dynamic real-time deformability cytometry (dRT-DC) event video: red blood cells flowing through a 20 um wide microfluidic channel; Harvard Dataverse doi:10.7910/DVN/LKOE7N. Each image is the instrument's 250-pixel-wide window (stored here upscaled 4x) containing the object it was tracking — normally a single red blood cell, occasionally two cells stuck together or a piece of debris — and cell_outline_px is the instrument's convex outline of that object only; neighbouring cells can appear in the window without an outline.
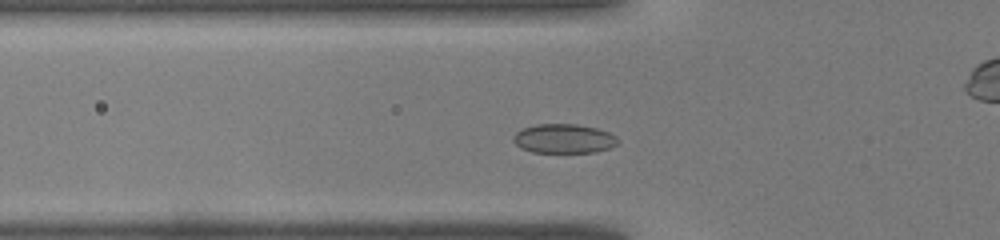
{"species": "common noctule bat (a hibernating species)", "species_latin": "Nyctalus noctula", "temperature_condition": "warm", "stored_images_in_passage": 38, "camera_frame_rate_fps": 3000, "um_per_image_px": 0.085, "animal": {"sex": "male", "body_mass_g": 19.0, "forearm_length_mm": 50.8}, "frame": {"image": 1, "passage_image": 10, "time_ms": 3.0, "image_size_px": [1000, 240], "cell_outline_px": [[620, 144], [612, 148], [596, 152], [532, 152], [520, 148], [512, 140], [512, 136], [516, 132], [524, 128], [536, 124], [576, 124], [596, 128], [608, 132], [616, 136], [620, 140]], "centroid_in_image_um": [47.96, 11.79], "position_along_channel_um": 77.8, "area_um2": 18.03}}
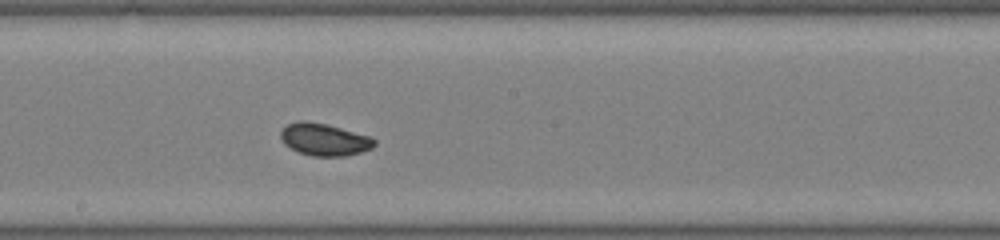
{"frame": {"image": 2, "passage_image": 19, "time_ms": 6.0, "image_size_px": [1000, 240], "cell_outline_px": [[376, 144], [372, 148], [360, 152], [344, 156], [312, 156], [296, 152], [284, 144], [280, 136], [280, 132], [288, 124], [300, 120], [304, 120], [328, 124], [372, 136], [376, 140]], "centroid_in_image_um": [27.58, 11.85], "position_along_channel_um": 220.6, "area_um2": 17.86}}
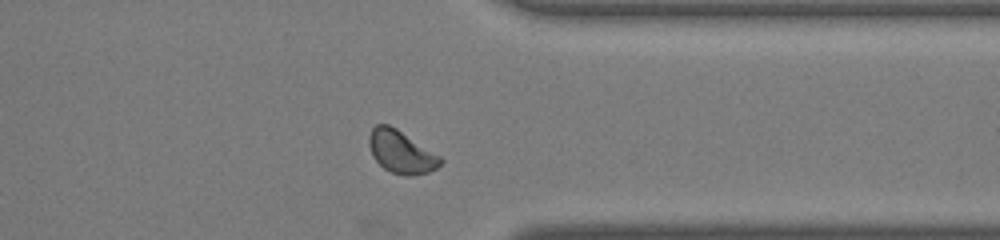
{"frame": {"image": 3, "passage_image": 29, "time_ms": 9.333, "image_size_px": [1000, 240], "cell_outline_px": [[444, 160], [436, 168], [428, 172], [408, 176], [404, 176], [392, 172], [384, 168], [372, 156], [368, 144], [368, 136], [372, 128], [376, 124], [388, 124], [396, 128], [440, 156]], "centroid_in_image_um": [34.07, 12.9], "position_along_channel_um": 377.3, "area_um2": 17.63}}